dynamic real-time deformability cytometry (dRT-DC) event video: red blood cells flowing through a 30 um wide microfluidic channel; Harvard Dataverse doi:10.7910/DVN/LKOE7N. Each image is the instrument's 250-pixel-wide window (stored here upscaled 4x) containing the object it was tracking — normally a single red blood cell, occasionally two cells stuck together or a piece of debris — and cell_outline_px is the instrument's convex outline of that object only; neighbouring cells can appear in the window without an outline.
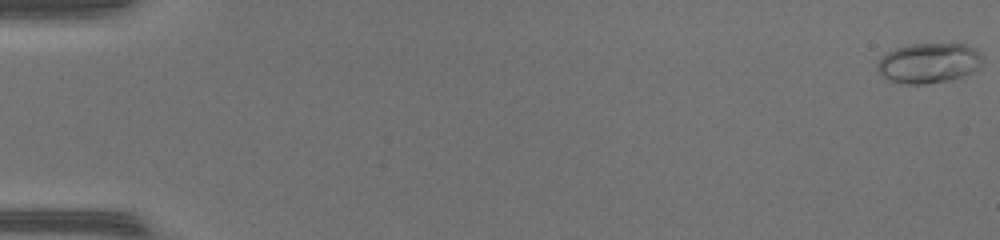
{"species": "common noctule bat (a hibernating species)", "species_latin": "Nyctalus noctula", "temperature_condition": "warm", "stored_images_in_passage": 49, "camera_frame_rate_fps": 3000, "um_per_image_px": 0.085, "animal": {"sex": "female", "body_mass_g": 17.0, "forearm_length_mm": 48.0}, "frame": {"image": 1, "passage_image": 1, "time_ms": 0.0, "image_size_px": [1000, 240], "cell_outline_px": [[984, 56], [980, 68], [972, 72], [948, 80], [924, 84], [908, 84], [892, 80], [880, 76], [876, 68], [876, 64], [888, 52], [896, 48], [908, 44], [968, 44], [976, 48]], "centroid_in_image_um": [78.98, 5.34], "position_along_channel_um": 6.0, "area_um2": 24.62}}
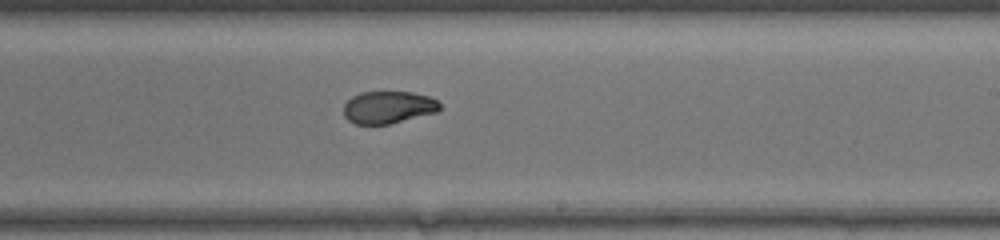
{"frame": {"image": 2, "passage_image": 31, "time_ms": 10.0, "image_size_px": [1000, 240], "cell_outline_px": [[440, 112], [388, 124], [356, 124], [348, 120], [344, 116], [344, 104], [352, 96], [360, 92], [412, 92], [428, 96], [436, 100], [440, 104]], "centroid_in_image_um": [33.01, 9.12], "position_along_channel_um": 256.0, "area_um2": 18.21}}
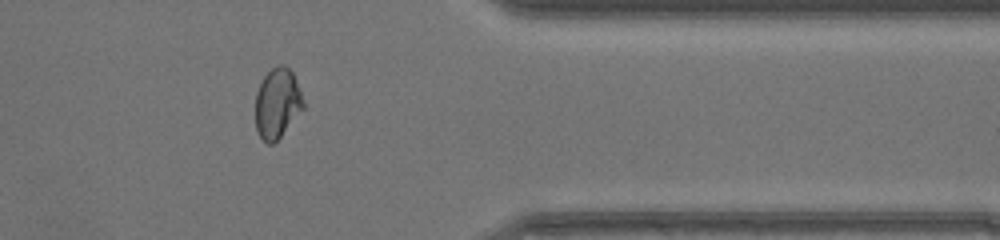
{"frame": {"image": 3, "passage_image": 41, "time_ms": 13.333, "image_size_px": [1000, 240], "cell_outline_px": [[304, 108], [280, 136], [272, 144], [268, 144], [260, 136], [256, 128], [256, 92], [264, 76], [272, 68], [280, 64], [284, 64], [292, 72], [296, 80], [304, 104]], "centroid_in_image_um": [23.56, 8.76], "position_along_channel_um": 387.8, "area_um2": 19.19}, "authors_computed_cell_mechanics": {"area_um2": 19.8832, "velocity_mm_per_s": 4.3458, "shape_relaxation_time_tau1_ms": 9.3972, "shape_relaxation_time_tau2_ms": 1.0844, "deformation_change_tau1": 0.2797, "deformation_change_tau2": 0.0396}}